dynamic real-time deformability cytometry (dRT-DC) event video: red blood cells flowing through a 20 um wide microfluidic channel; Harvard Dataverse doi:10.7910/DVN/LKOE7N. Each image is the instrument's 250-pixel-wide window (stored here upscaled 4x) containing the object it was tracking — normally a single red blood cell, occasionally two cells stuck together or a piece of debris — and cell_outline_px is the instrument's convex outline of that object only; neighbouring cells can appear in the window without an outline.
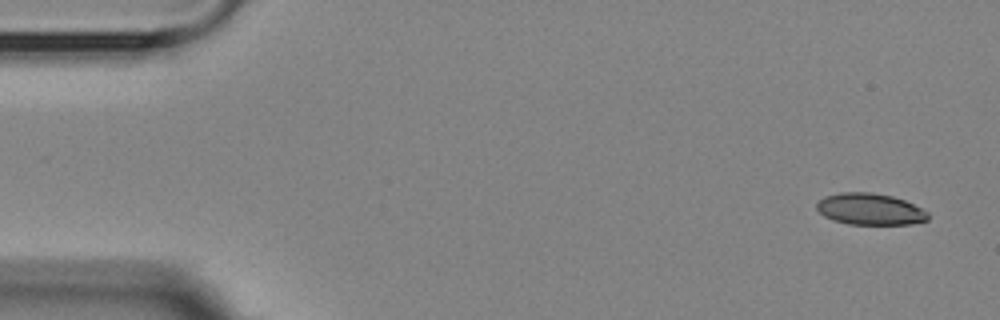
{"species": "Egyptian fruit bat (a non-hibernating species)", "species_latin": "Rousettus aegyptiacus", "temperature_condition": "room temperature", "stored_images_in_passage": 8, "camera_frame_rate_fps": 3000, "um_per_image_px": 0.085, "animal": {"sex": "female"}, "frame": {"image": 1, "passage_image": 1, "time_ms": 0.0, "image_size_px": [1000, 320], "cell_outline_px": [[928, 220], [912, 224], [848, 224], [824, 216], [816, 208], [816, 204], [824, 196], [840, 192], [872, 192], [892, 196], [904, 200], [928, 212]], "centroid_in_image_um": [73.94, 17.77], "position_along_channel_um": 11.1, "area_um2": 20.35}}
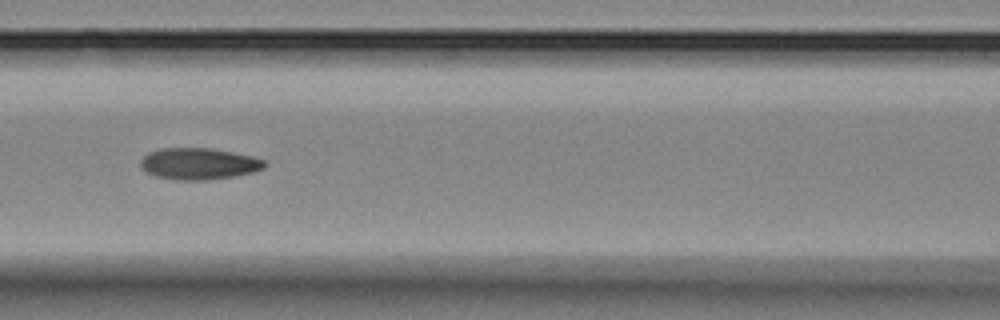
{"frame": {"image": 2, "passage_image": 7, "time_ms": 7.0, "image_size_px": [1000, 320], "cell_outline_px": [[268, 164], [264, 168], [252, 172], [232, 176], [204, 180], [176, 180], [156, 176], [148, 172], [140, 164], [140, 160], [148, 152], [160, 148], [208, 148], [232, 152], [252, 156], [264, 160]], "centroid_in_image_um": [16.9, 13.91], "position_along_channel_um": 149.7, "area_um2": 22.6}}
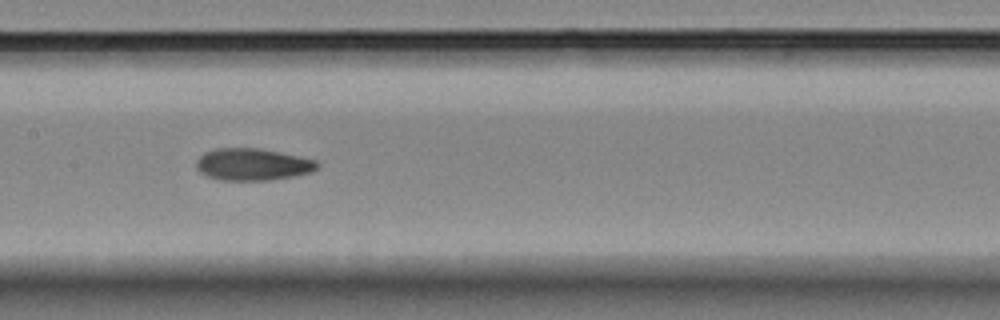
{"frame": {"image": 3, "passage_image": 8, "time_ms": 8.0, "image_size_px": [1000, 320], "cell_outline_px": [[320, 164], [316, 168], [308, 172], [292, 176], [268, 180], [220, 180], [208, 176], [200, 172], [196, 168], [196, 160], [204, 152], [216, 148], [260, 148], [280, 152], [316, 160]], "centroid_in_image_um": [21.43, 13.96], "position_along_channel_um": 186.0, "area_um2": 22.43}}